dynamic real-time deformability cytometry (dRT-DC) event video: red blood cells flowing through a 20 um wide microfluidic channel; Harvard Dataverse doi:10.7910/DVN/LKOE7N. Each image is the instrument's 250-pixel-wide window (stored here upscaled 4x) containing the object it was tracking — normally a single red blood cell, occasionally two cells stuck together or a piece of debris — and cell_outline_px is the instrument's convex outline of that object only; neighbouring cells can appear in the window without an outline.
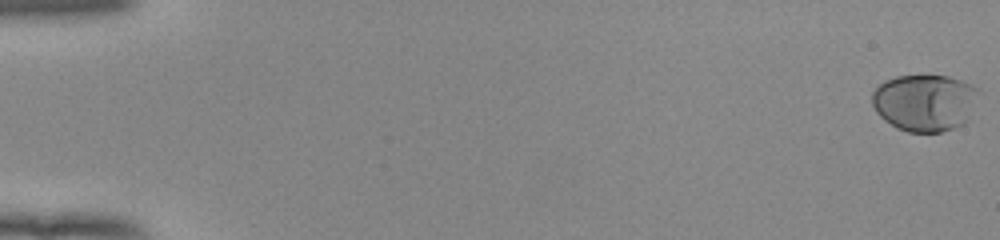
{"species": "human", "species_latin": "Homo sapiens", "temperature_condition": "room temperature", "stored_images_in_passage": 15, "camera_frame_rate_fps": 3000, "um_per_image_px": 0.085, "donor": {"sex": "female"}, "frame": {"image": 1, "passage_image": 1, "time_ms": 0.0, "image_size_px": [1000, 240], "cell_outline_px": [[980, 92], [968, 120], [964, 124], [940, 132], [908, 132], [896, 128], [884, 120], [876, 112], [872, 104], [872, 92], [884, 80], [896, 76], [948, 76], [972, 84], [980, 88]], "centroid_in_image_um": [78.61, 8.72], "position_along_channel_um": 6.4, "area_um2": 35.66}}
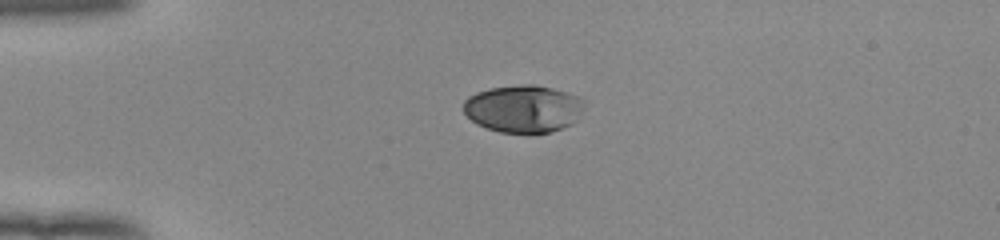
{"frame": {"image": 2, "passage_image": 15, "time_ms": 4.667, "image_size_px": [1000, 240], "cell_outline_px": [[584, 108], [576, 120], [572, 124], [552, 132], [536, 136], [500, 132], [476, 124], [464, 112], [464, 100], [468, 96], [476, 92], [488, 88], [520, 84], [536, 84], [552, 88], [576, 96], [584, 100]], "centroid_in_image_um": [44.49, 9.27], "position_along_channel_um": 40.5, "area_um2": 34.16}}